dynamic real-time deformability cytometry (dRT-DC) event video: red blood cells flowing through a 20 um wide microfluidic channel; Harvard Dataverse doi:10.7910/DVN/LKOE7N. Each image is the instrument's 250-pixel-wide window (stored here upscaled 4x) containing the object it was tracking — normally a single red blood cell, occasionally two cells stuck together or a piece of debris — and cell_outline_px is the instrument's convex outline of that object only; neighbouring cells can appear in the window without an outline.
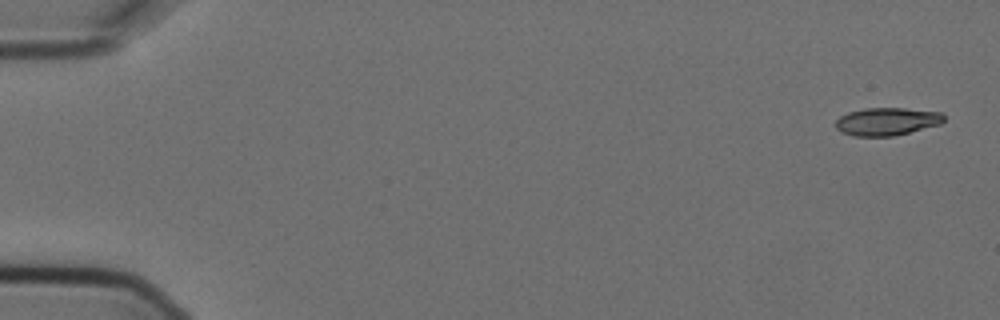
{"species": "Egyptian fruit bat (a non-hibernating species)", "species_latin": "Rousettus aegyptiacus", "temperature_condition": "cold", "stored_images_in_passage": 5, "camera_frame_rate_fps": 3000, "um_per_image_px": 0.085, "animal": {"sex": "female"}, "frame": {"image": 1, "passage_image": 1, "time_ms": 0.0, "image_size_px": [1000, 320], "cell_outline_px": [[944, 120], [940, 124], [892, 136], [852, 136], [840, 132], [836, 128], [836, 120], [840, 116], [848, 112], [864, 108], [904, 108], [940, 112], [944, 116]], "centroid_in_image_um": [75.34, 10.32], "position_along_channel_um": 9.7, "area_um2": 17.46}}
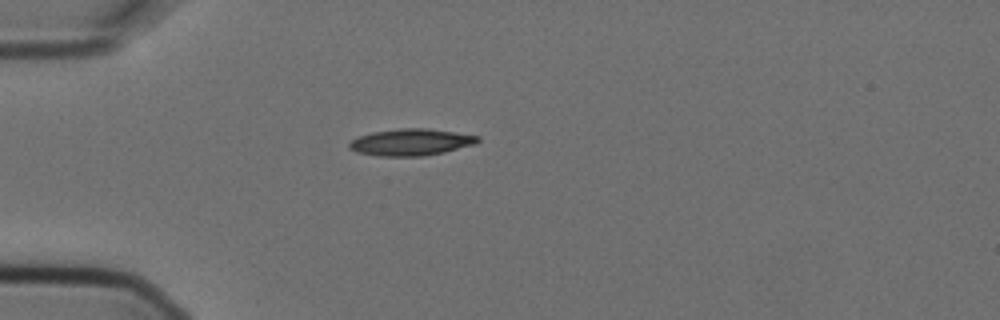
{"frame": {"image": 2, "passage_image": 5, "time_ms": 1.333, "image_size_px": [1000, 320], "cell_outline_px": [[480, 140], [476, 144], [444, 152], [424, 156], [380, 156], [356, 152], [348, 148], [348, 144], [352, 140], [360, 136], [372, 132], [400, 128], [428, 128], [480, 136]], "centroid_in_image_um": [34.94, 12.08], "position_along_channel_um": 50.1, "area_um2": 20.06}}